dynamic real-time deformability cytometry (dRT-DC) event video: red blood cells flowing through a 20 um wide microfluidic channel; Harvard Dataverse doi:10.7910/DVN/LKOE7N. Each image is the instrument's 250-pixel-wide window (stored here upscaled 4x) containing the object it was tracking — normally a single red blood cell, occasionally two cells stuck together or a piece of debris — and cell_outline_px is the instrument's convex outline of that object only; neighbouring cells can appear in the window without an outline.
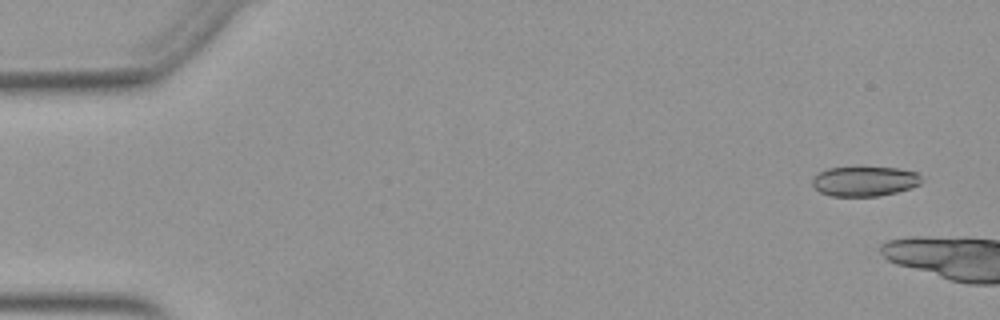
{"species": "Egyptian fruit bat (a non-hibernating species)", "species_latin": "Rousettus aegyptiacus", "temperature_condition": "warm", "stored_images_in_passage": 6, "camera_frame_rate_fps": 3000, "um_per_image_px": 0.085, "animal": {"sex": "female"}, "frame": {"image": 1, "passage_image": 2, "time_ms": 0.333, "image_size_px": [1000, 320], "cell_outline_px": [[924, 180], [920, 184], [912, 188], [880, 196], [832, 196], [820, 192], [812, 184], [812, 176], [828, 168], [900, 168], [916, 172]], "centroid_in_image_um": [73.51, 15.41], "position_along_channel_um": 11.5, "area_um2": 18.96}}